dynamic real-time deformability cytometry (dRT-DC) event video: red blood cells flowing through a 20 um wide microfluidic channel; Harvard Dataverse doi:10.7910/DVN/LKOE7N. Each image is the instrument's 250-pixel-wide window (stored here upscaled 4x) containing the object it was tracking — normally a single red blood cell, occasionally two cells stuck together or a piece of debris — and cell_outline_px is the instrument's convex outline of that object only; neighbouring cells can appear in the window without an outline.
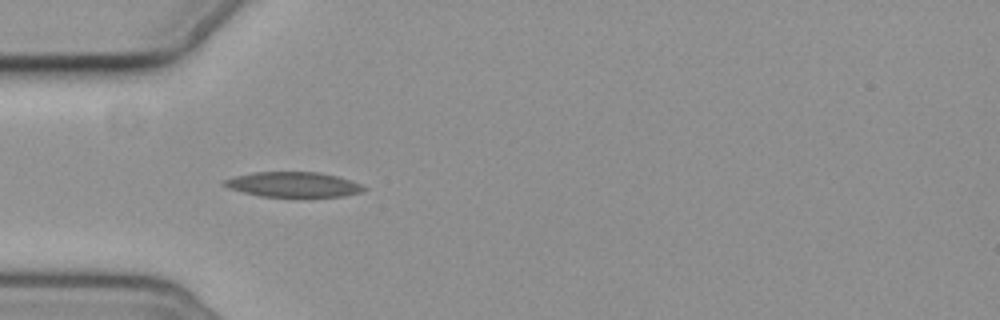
{"species": "common noctule bat (a hibernating species)", "species_latin": "Nyctalus noctula", "temperature_condition": "cold", "stored_images_in_passage": 7, "camera_frame_rate_fps": 3000, "um_per_image_px": 0.085, "animal": {"sex": "female", "body_mass_g": 19.3, "forearm_length_mm": 54.1}, "frame": {"image": 1, "passage_image": 6, "time_ms": 6.0, "image_size_px": [1000, 320], "cell_outline_px": [[368, 188], [364, 192], [344, 196], [260, 196], [228, 188], [220, 184], [220, 180], [252, 172], [320, 172], [336, 176], [360, 184]], "centroid_in_image_um": [24.89, 15.68], "position_along_channel_um": 60.1, "area_um2": 20.35}}
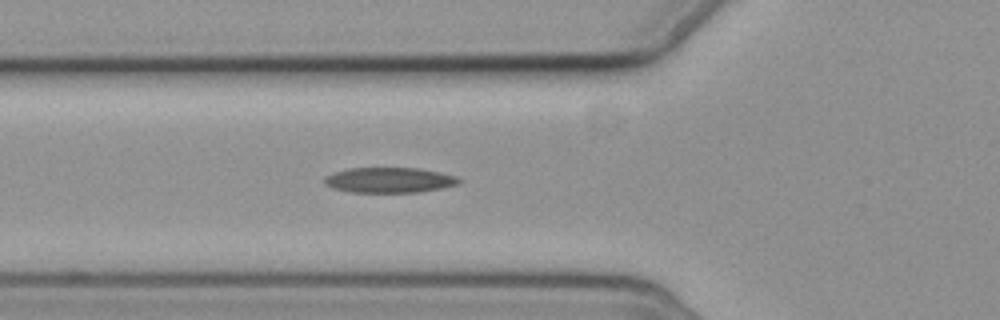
{"frame": {"image": 2, "passage_image": 7, "time_ms": 7.0, "image_size_px": [1000, 320], "cell_outline_px": [[464, 180], [460, 184], [420, 192], [352, 192], [332, 188], [324, 184], [324, 176], [348, 168], [420, 168], [440, 172], [456, 176]], "centroid_in_image_um": [33.12, 15.3], "position_along_channel_um": 92.7, "area_um2": 19.94}}